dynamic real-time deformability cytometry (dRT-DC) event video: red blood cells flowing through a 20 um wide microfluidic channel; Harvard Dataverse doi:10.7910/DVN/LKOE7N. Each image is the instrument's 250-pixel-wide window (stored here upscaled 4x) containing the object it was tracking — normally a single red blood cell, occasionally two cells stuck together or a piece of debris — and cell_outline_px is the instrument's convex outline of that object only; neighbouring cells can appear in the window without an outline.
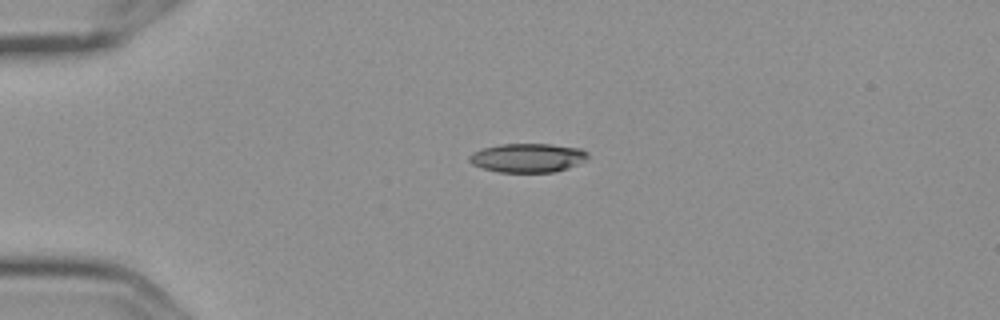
{"species": "Egyptian fruit bat (a non-hibernating species)", "species_latin": "Rousettus aegyptiacus", "temperature_condition": "cold", "stored_images_in_passage": 3, "camera_frame_rate_fps": 3000, "um_per_image_px": 0.085, "frame": {"image": 1, "passage_image": 2, "time_ms": 0.333, "image_size_px": [1000, 320], "cell_outline_px": [[588, 160], [568, 168], [556, 172], [500, 172], [484, 168], [472, 164], [468, 160], [468, 156], [472, 152], [484, 148], [500, 144], [552, 144], [580, 148], [588, 152]], "centroid_in_image_um": [44.89, 13.41], "position_along_channel_um": 40.1, "area_um2": 20.11}}